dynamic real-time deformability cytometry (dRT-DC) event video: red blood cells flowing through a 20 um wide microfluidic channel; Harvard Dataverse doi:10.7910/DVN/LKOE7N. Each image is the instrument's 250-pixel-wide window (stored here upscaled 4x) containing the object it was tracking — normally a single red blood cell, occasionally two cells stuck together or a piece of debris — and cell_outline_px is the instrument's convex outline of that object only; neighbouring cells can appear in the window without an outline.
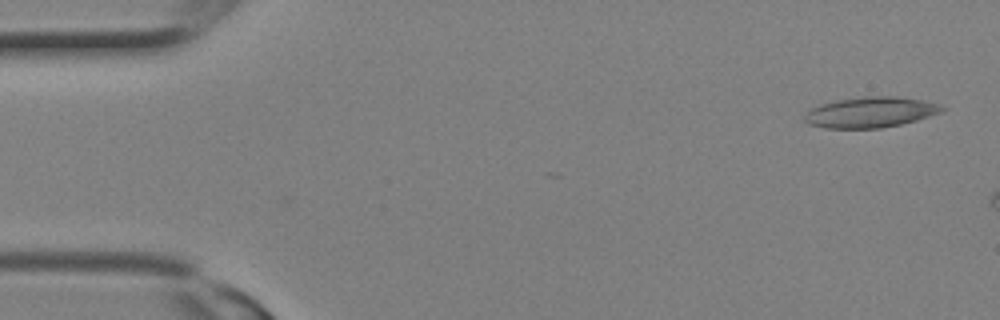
{"species": "Egyptian fruit bat (a non-hibernating species)", "species_latin": "Rousettus aegyptiacus", "temperature_condition": "room temperature", "stored_images_in_passage": 2, "camera_frame_rate_fps": 3000, "um_per_image_px": 0.085, "animal": {"sex": "female"}, "frame": {"image": 1, "passage_image": 1, "time_ms": 0.0, "image_size_px": [1000, 320], "cell_outline_px": [[948, 108], [944, 112], [916, 120], [900, 124], [880, 128], [824, 128], [808, 124], [804, 120], [804, 116], [812, 108], [820, 104], [836, 100], [864, 96], [896, 96], [920, 100], [940, 104]], "centroid_in_image_um": [74.02, 9.54], "position_along_channel_um": 11.0, "area_um2": 24.57}}